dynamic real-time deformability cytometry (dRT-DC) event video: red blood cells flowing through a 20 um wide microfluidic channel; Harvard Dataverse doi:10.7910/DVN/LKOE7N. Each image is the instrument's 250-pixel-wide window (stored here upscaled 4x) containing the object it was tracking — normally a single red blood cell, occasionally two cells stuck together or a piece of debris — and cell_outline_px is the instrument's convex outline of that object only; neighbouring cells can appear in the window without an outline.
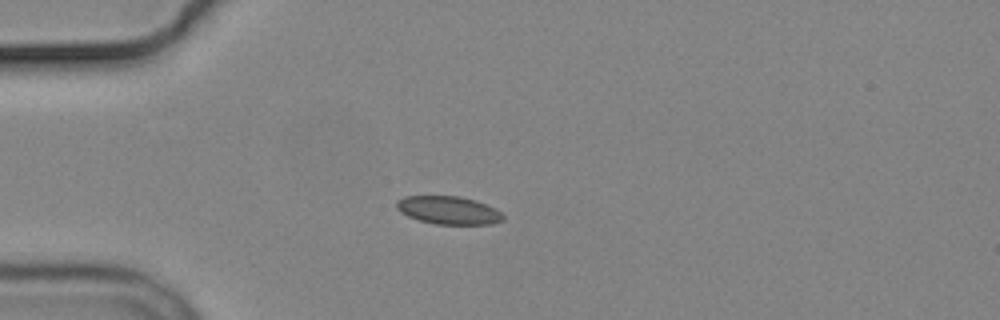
{"species": "common noctule bat (a hibernating species)", "species_latin": "Nyctalus noctula", "temperature_condition": "cold", "stored_images_in_passage": 5, "camera_frame_rate_fps": 3000, "um_per_image_px": 0.085, "animal": {"sex": "male", "body_mass_g": 19.2, "forearm_length_mm": 51.8}, "frame": {"image": 1, "passage_image": 4, "time_ms": 3.667, "image_size_px": [1000, 320], "cell_outline_px": [[504, 220], [492, 224], [436, 224], [420, 220], [408, 216], [400, 212], [396, 208], [396, 200], [404, 196], [460, 196], [476, 200], [496, 208], [504, 216]], "centroid_in_image_um": [38.13, 17.86], "position_along_channel_um": 46.9, "area_um2": 17.51}}